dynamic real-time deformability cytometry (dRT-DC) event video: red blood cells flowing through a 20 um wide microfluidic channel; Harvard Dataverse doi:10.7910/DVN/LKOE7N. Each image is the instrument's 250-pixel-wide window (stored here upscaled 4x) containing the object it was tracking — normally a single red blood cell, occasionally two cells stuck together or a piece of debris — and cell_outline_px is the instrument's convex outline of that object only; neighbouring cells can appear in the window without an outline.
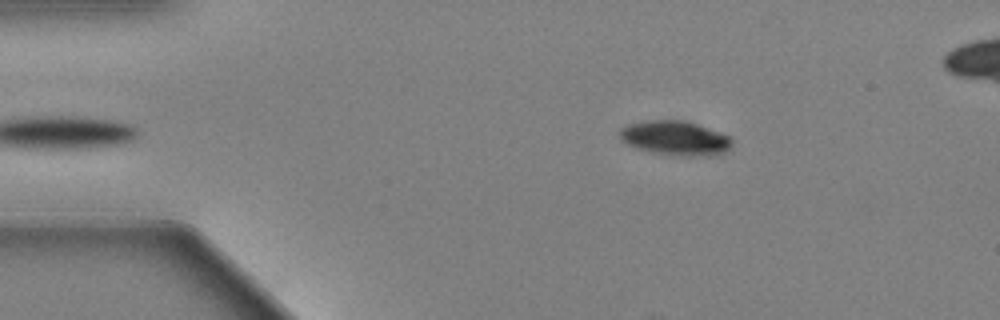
{"species": "Egyptian fruit bat (a non-hibernating species)", "species_latin": "Rousettus aegyptiacus", "temperature_condition": "warm", "stored_images_in_passage": 40, "camera_frame_rate_fps": 3000, "um_per_image_px": 0.085, "animal": {"sex": "female"}, "frame": {"image": 1, "passage_image": 2, "time_ms": 0.333, "image_size_px": [1000, 320], "cell_outline_px": [[732, 144], [724, 152], [712, 156], [672, 156], [652, 152], [636, 148], [620, 140], [620, 128], [628, 124], [648, 120], [684, 120], [696, 124], [728, 136], [732, 140]], "centroid_in_image_um": [57.36, 11.75], "position_along_channel_um": 27.6, "area_um2": 22.48}}
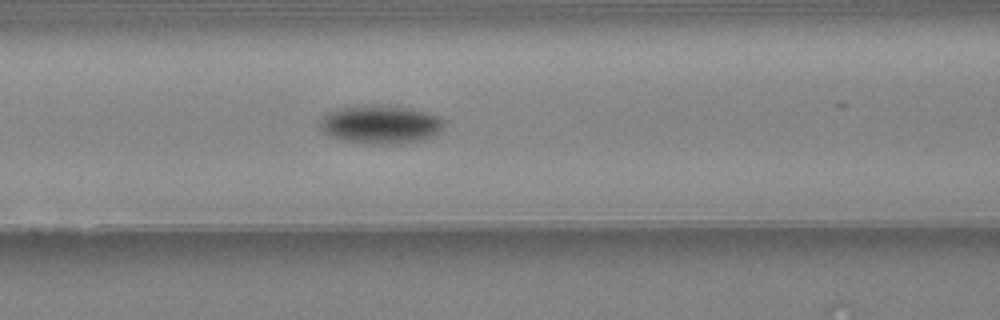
{"frame": {"image": 2, "passage_image": 16, "time_ms": 5.0, "image_size_px": [1000, 320], "cell_outline_px": [[444, 124], [436, 132], [420, 140], [388, 144], [368, 144], [344, 140], [332, 136], [324, 132], [320, 124], [320, 120], [328, 112], [340, 108], [376, 104], [384, 104], [408, 108], [424, 112], [436, 116]], "centroid_in_image_um": [32.27, 10.56], "position_along_channel_um": 134.3, "area_um2": 27.05}}
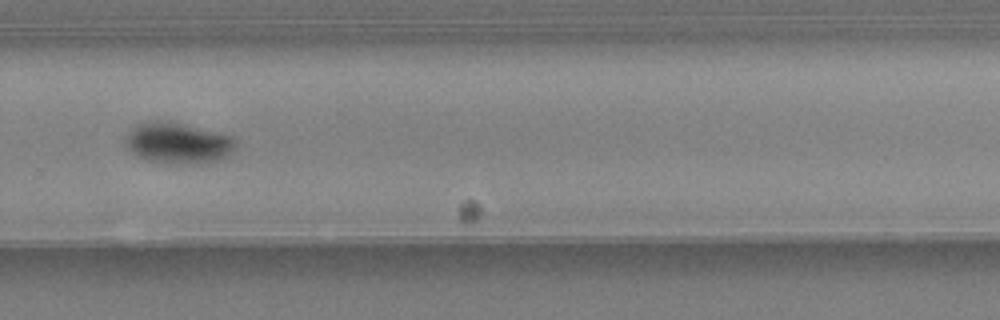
{"frame": {"image": 3, "passage_image": 31, "time_ms": 10.0, "image_size_px": [1000, 320], "cell_outline_px": [[236, 144], [224, 156], [216, 160], [192, 164], [176, 164], [148, 160], [136, 156], [128, 148], [124, 140], [128, 128], [144, 120], [164, 120], [184, 124], [232, 136], [236, 140]], "centroid_in_image_um": [15.01, 12.12], "position_along_channel_um": 314.8, "area_um2": 26.36}, "authors_computed_cell_mechanics": {"area_um2": 25.6921, "velocity_mm_per_s": 3.6206, "shape_relaxation_time_tau1_ms": 2.1237, "shape_relaxation_time_tau2_ms": null, "deformation_change_tau1": 0.1381, "deformation_change_tau2": null}}